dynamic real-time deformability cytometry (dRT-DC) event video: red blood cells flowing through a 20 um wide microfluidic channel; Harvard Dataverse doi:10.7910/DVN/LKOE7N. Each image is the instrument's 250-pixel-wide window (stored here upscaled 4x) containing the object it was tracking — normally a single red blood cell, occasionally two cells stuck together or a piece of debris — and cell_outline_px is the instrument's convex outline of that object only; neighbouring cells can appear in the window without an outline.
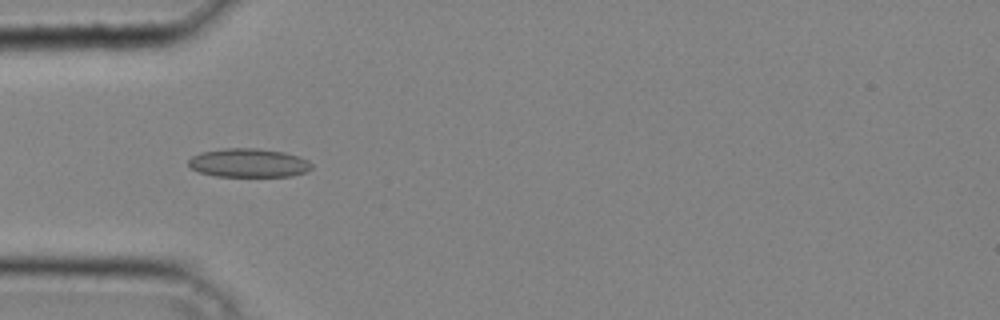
{"species": "common noctule bat (a hibernating species)", "species_latin": "Nyctalus noctula", "temperature_condition": "cold", "stored_images_in_passage": 19, "camera_frame_rate_fps": 3000, "um_per_image_px": 0.085, "animal": {"sex": "male", "body_mass_g": 20.4}, "frame": {"image": 1, "passage_image": 1, "time_ms": 0.0, "image_size_px": [1000, 320], "cell_outline_px": [[312, 168], [304, 172], [292, 176], [216, 176], [200, 172], [192, 168], [188, 164], [188, 160], [192, 156], [200, 152], [224, 148], [256, 148], [284, 152], [308, 160], [312, 164]], "centroid_in_image_um": [21.12, 13.84], "position_along_channel_um": 63.9, "area_um2": 20.52}}
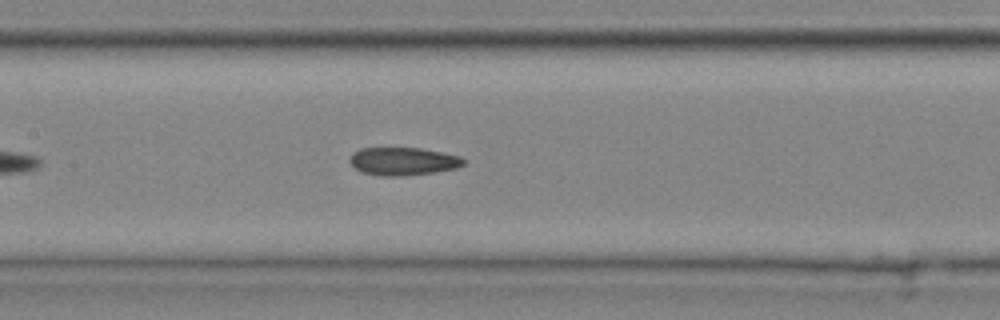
{"frame": {"image": 2, "passage_image": 8, "time_ms": 2.333, "image_size_px": [1000, 320], "cell_outline_px": [[464, 164], [456, 168], [432, 172], [400, 176], [380, 176], [360, 172], [348, 160], [352, 152], [360, 148], [420, 148], [460, 156], [464, 160]], "centroid_in_image_um": [34.2, 13.71], "position_along_channel_um": 173.2, "area_um2": 18.44}}
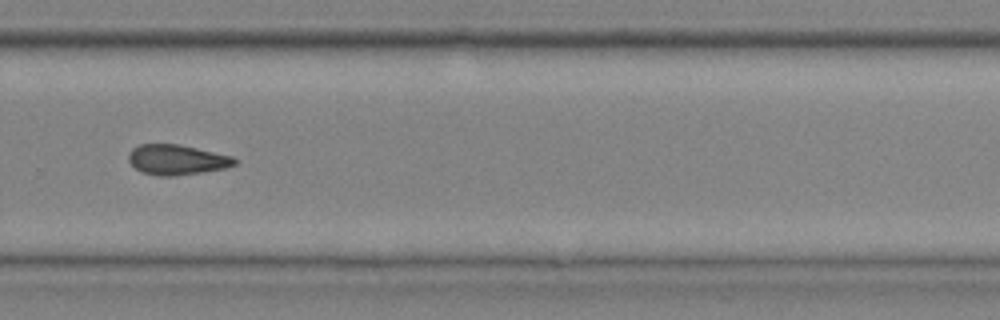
{"frame": {"image": 3, "passage_image": 17, "time_ms": 5.333, "image_size_px": [1000, 320], "cell_outline_px": [[236, 164], [224, 168], [204, 172], [176, 176], [156, 176], [140, 172], [128, 160], [128, 152], [132, 148], [140, 144], [176, 144], [196, 148], [232, 156], [236, 160]], "centroid_in_image_um": [14.99, 13.59], "position_along_channel_um": 314.8, "area_um2": 18.67}}